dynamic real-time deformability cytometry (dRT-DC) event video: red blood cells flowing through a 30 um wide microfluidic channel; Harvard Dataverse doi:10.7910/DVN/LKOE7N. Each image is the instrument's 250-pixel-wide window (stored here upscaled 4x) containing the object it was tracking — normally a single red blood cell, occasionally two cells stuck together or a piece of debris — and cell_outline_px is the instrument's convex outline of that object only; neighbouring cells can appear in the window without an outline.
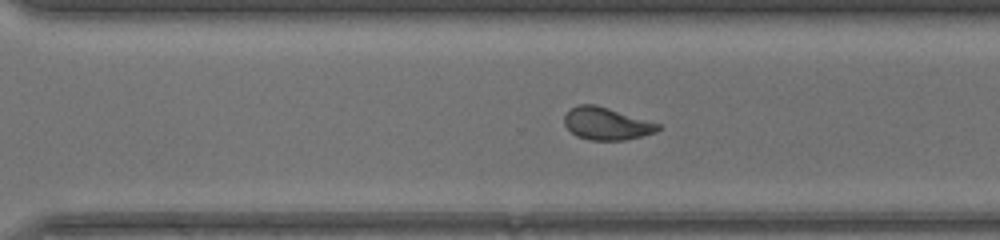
{"species": "common noctule bat (a hibernating species)", "species_latin": "Nyctalus noctula", "temperature_condition": "warm", "stored_images_in_passage": 22, "camera_frame_rate_fps": 3000, "um_per_image_px": 0.085, "animal": {"sex": "female", "body_mass_g": 17.0, "forearm_length_mm": 48.0}, "frame": {"image": 1, "passage_image": 16, "time_ms": 5.0, "image_size_px": [1000, 240], "cell_outline_px": [[664, 128], [656, 132], [624, 140], [588, 140], [576, 136], [564, 124], [564, 116], [572, 108], [580, 104], [596, 104], [660, 124]], "centroid_in_image_um": [51.57, 10.51], "position_along_channel_um": 319.0, "area_um2": 17.63}}
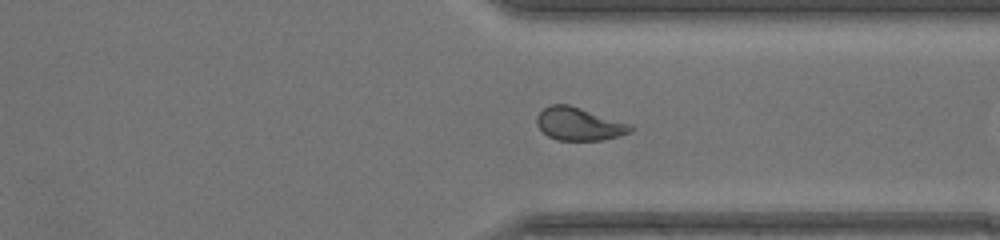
{"frame": {"image": 2, "passage_image": 19, "time_ms": 6.0, "image_size_px": [1000, 240], "cell_outline_px": [[636, 128], [632, 132], [620, 136], [604, 140], [556, 140], [548, 136], [536, 124], [536, 116], [544, 108], [552, 104], [568, 104], [632, 124]], "centroid_in_image_um": [49.26, 10.54], "position_along_channel_um": 362.1, "area_um2": 18.15}}